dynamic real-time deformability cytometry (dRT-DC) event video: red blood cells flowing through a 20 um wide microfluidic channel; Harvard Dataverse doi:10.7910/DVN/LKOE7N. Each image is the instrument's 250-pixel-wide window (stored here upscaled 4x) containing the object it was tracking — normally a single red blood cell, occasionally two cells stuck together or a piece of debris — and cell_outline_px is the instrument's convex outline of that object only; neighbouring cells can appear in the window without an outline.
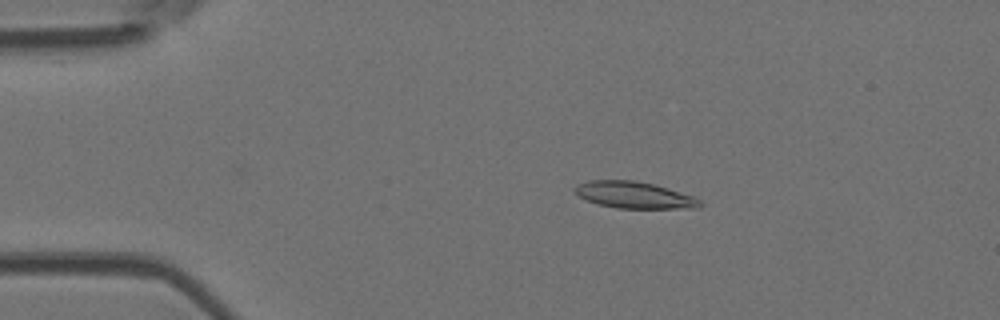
{"species": "Egyptian fruit bat (a non-hibernating species)", "species_latin": "Rousettus aegyptiacus", "temperature_condition": "room temperature", "stored_images_in_passage": 51, "camera_frame_rate_fps": 3000, "um_per_image_px": 0.085, "animal": {"sex": "female"}, "frame": {"image": 1, "passage_image": 9, "time_ms": 2.667, "image_size_px": [1000, 320], "cell_outline_px": [[704, 204], [700, 208], [616, 208], [596, 204], [580, 196], [572, 188], [576, 184], [588, 180], [636, 180], [668, 188], [692, 196], [700, 200]], "centroid_in_image_um": [53.9, 16.57], "position_along_channel_um": 31.1, "area_um2": 19.48}}
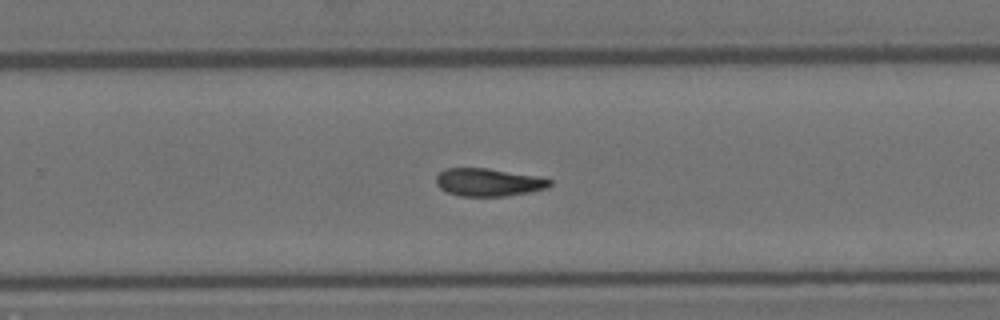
{"frame": {"image": 2, "passage_image": 33, "time_ms": 10.667, "image_size_px": [1000, 320], "cell_outline_px": [[552, 184], [548, 188], [528, 192], [504, 196], [460, 196], [448, 192], [440, 188], [436, 184], [436, 176], [444, 168], [488, 168], [536, 176], [552, 180]], "centroid_in_image_um": [41.5, 15.49], "position_along_channel_um": 288.3, "area_um2": 18.38}}
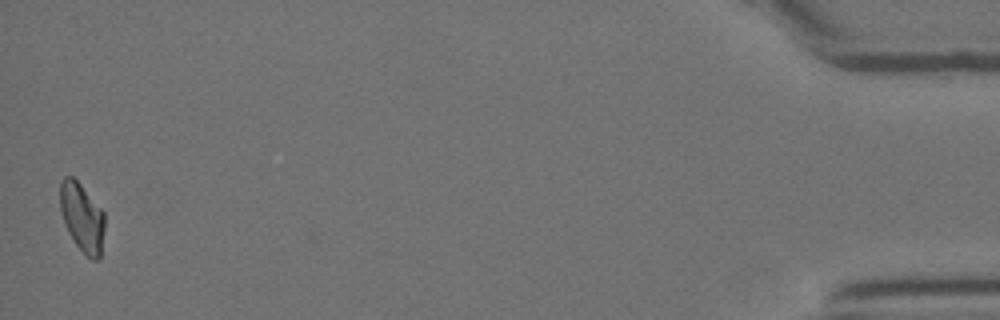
{"frame": {"image": 3, "passage_image": 51, "time_ms": 16.667, "image_size_px": [1000, 320], "cell_outline_px": [[104, 228], [100, 256], [96, 260], [92, 260], [76, 244], [68, 232], [64, 224], [60, 208], [60, 180], [64, 176], [72, 176], [80, 184], [104, 212]], "centroid_in_image_um": [6.96, 18.45], "position_along_channel_um": 428.2, "area_um2": 17.63}, "authors_computed_cell_mechanics": {"area_um2": 19.074, "velocity_mm_per_s": 3.8639, "shape_relaxation_time_tau1_ms": null, "shape_relaxation_time_tau2_ms": 6.843, "deformation_change_tau1": null, "deformation_change_tau2": 0.1346}}